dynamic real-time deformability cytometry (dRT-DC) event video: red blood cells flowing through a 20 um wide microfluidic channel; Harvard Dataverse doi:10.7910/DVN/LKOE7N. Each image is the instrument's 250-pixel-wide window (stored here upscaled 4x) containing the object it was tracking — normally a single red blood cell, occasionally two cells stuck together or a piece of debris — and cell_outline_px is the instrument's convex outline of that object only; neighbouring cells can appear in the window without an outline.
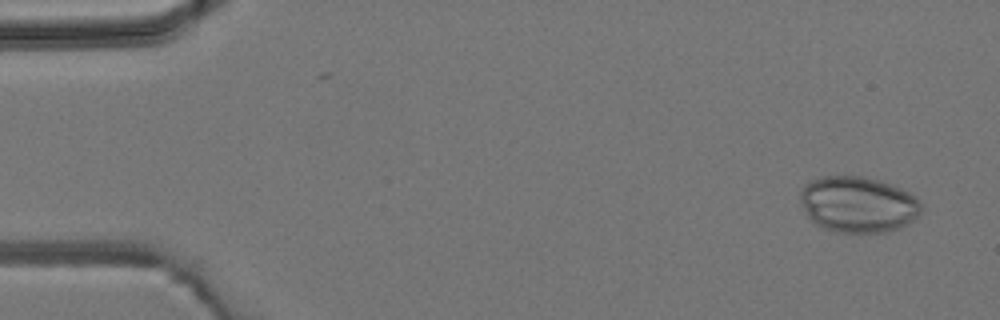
{"species": "common noctule bat (a hibernating species)", "species_latin": "Nyctalus noctula", "temperature_condition": "room temperature", "stored_images_in_passage": 5, "camera_frame_rate_fps": 3000, "um_per_image_px": 0.085, "animal": {"sex": "male", "body_mass_g": 19.2, "forearm_length_mm": 51.8}, "frame": {"image": 1, "passage_image": 1, "time_ms": 0.0, "image_size_px": [1000, 320], "cell_outline_px": [[920, 212], [908, 224], [900, 228], [884, 232], [836, 232], [824, 228], [816, 224], [808, 216], [800, 200], [800, 188], [804, 184], [812, 180], [824, 176], [860, 176], [880, 180], [900, 188], [916, 196], [920, 200]], "centroid_in_image_um": [72.92, 17.37], "position_along_channel_um": 12.1, "area_um2": 39.42}}